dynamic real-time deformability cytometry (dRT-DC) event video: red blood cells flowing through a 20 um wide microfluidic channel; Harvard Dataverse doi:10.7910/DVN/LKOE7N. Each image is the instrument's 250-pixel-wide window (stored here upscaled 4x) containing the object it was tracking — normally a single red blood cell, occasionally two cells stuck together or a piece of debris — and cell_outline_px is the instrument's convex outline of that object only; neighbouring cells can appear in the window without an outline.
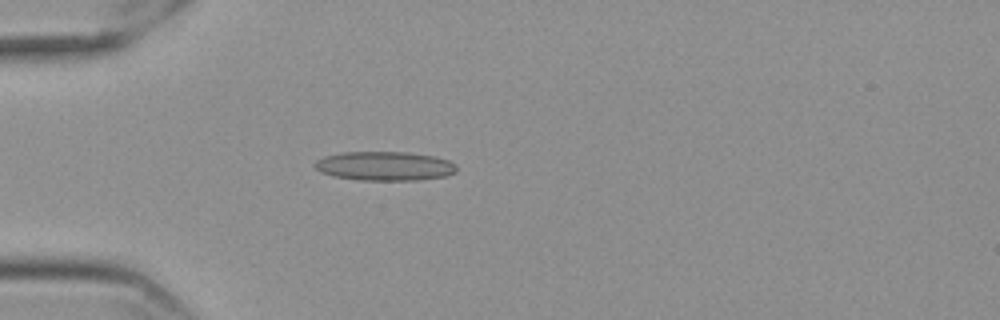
{"species": "Egyptian fruit bat (a non-hibernating species)", "species_latin": "Rousettus aegyptiacus", "temperature_condition": "cold", "stored_images_in_passage": 20, "camera_frame_rate_fps": 3000, "um_per_image_px": 0.085, "frame": {"image": 1, "passage_image": 14, "time_ms": 4.333, "image_size_px": [1000, 320], "cell_outline_px": [[456, 172], [448, 176], [416, 180], [360, 180], [332, 176], [320, 172], [312, 164], [316, 160], [324, 156], [340, 152], [408, 152], [436, 156], [448, 160], [456, 164]], "centroid_in_image_um": [32.69, 14.11], "position_along_channel_um": 52.3, "area_um2": 24.33}}
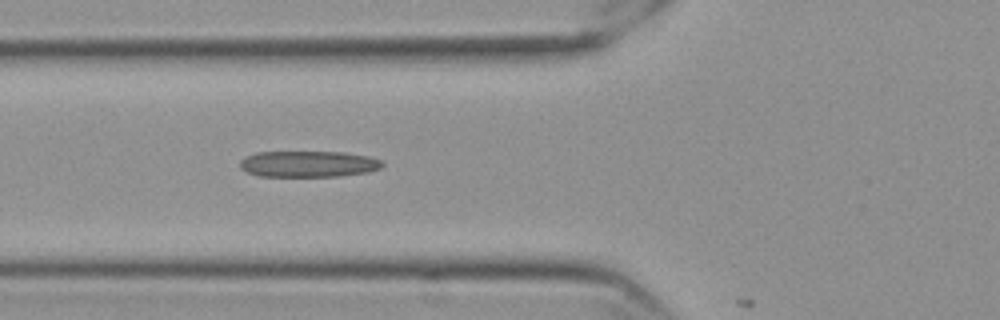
{"frame": {"image": 2, "passage_image": 19, "time_ms": 6.0, "image_size_px": [1000, 320], "cell_outline_px": [[384, 164], [380, 168], [368, 172], [340, 176], [260, 176], [248, 172], [240, 168], [240, 160], [244, 156], [256, 152], [344, 152], [368, 156], [380, 160]], "centroid_in_image_um": [26.19, 13.93], "position_along_channel_um": 99.6, "area_um2": 21.73}}